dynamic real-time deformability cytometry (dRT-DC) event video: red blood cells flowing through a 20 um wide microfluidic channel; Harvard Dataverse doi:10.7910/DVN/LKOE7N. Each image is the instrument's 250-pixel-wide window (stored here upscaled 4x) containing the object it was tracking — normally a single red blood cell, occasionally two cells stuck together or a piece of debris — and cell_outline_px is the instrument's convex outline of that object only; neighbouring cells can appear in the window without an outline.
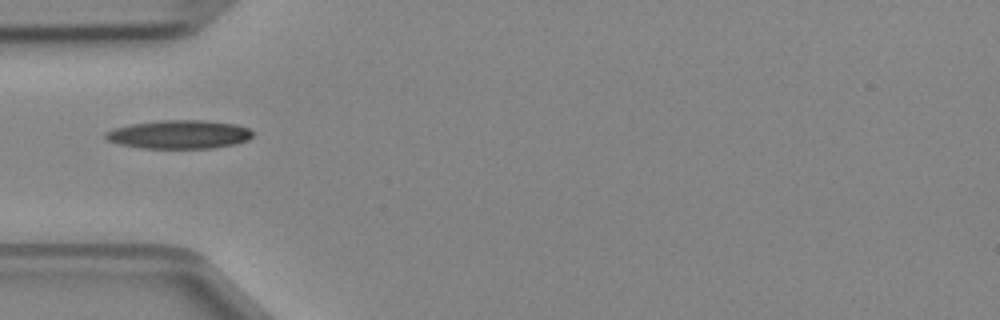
{"species": "Egyptian fruit bat (a non-hibernating species)", "species_latin": "Rousettus aegyptiacus", "temperature_condition": "cold", "stored_images_in_passage": 1, "camera_frame_rate_fps": 3000, "um_per_image_px": 0.085, "animal": {"sex": "female"}, "frame": {"image": 1, "passage_image": 1, "time_ms": 0.0, "image_size_px": [1000, 320], "cell_outline_px": [[252, 136], [248, 140], [236, 144], [212, 148], [140, 148], [120, 144], [108, 140], [104, 136], [104, 132], [112, 128], [132, 124], [160, 120], [204, 120], [236, 124], [248, 128], [252, 132]], "centroid_in_image_um": [15.22, 11.42], "position_along_channel_um": 69.8, "area_um2": 24.57}}